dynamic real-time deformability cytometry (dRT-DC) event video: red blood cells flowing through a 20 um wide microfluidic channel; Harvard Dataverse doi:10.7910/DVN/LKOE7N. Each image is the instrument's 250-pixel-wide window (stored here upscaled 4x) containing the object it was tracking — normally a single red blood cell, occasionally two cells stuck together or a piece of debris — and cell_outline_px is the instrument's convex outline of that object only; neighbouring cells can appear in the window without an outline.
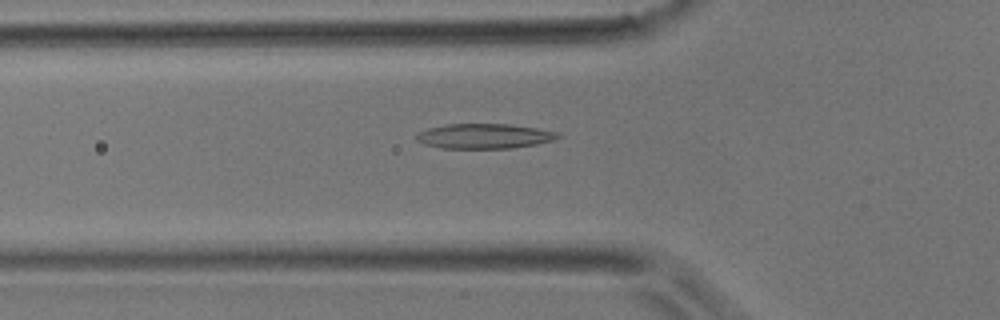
{"species": "common noctule bat (a hibernating species)", "species_latin": "Nyctalus noctula", "temperature_condition": "room temperature", "stored_images_in_passage": 44, "camera_frame_rate_fps": 3000, "um_per_image_px": 0.085, "animal": {"sex": "male", "body_mass_g": 17.9}, "frame": {"image": 1, "passage_image": 15, "time_ms": 4.667, "image_size_px": [1000, 320], "cell_outline_px": [[560, 136], [552, 140], [536, 144], [512, 148], [440, 148], [424, 144], [416, 140], [416, 132], [428, 128], [444, 124], [512, 124], [536, 128], [556, 132]], "centroid_in_image_um": [41.09, 11.56], "position_along_channel_um": 84.7, "area_um2": 20.52}}
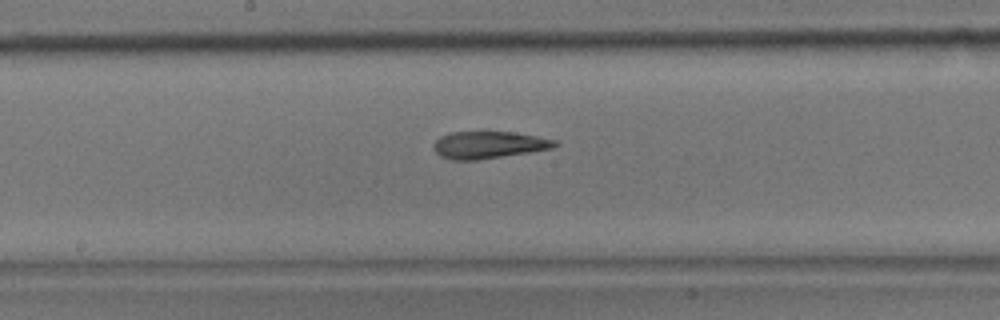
{"frame": {"image": 2, "passage_image": 23, "time_ms": 7.333, "image_size_px": [1000, 320], "cell_outline_px": [[560, 144], [552, 148], [532, 152], [476, 160], [452, 160], [440, 156], [432, 148], [432, 144], [440, 136], [448, 132], [512, 132], [536, 136], [556, 140]], "centroid_in_image_um": [41.52, 12.32], "position_along_channel_um": 206.7, "area_um2": 19.31}}
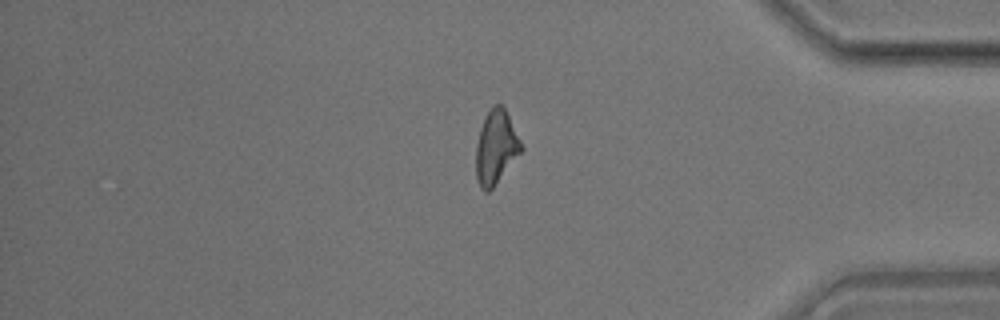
{"frame": {"image": 3, "passage_image": 37, "time_ms": 12.0, "image_size_px": [1000, 320], "cell_outline_px": [[524, 148], [492, 188], [488, 192], [484, 192], [480, 188], [476, 176], [476, 144], [480, 128], [492, 104], [500, 104], [504, 108]], "centroid_in_image_um": [42.13, 12.53], "position_along_channel_um": 393.1, "area_um2": 19.07}}